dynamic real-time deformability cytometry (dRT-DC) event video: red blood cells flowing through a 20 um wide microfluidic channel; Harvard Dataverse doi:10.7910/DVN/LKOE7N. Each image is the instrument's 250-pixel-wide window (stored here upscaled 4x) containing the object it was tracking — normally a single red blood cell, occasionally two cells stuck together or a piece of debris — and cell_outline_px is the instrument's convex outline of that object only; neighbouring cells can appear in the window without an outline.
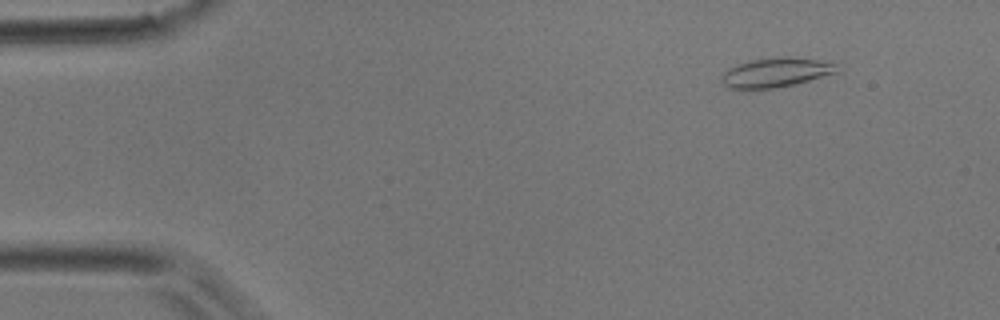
{"species": "common noctule bat (a hibernating species)", "species_latin": "Nyctalus noctula", "temperature_condition": "room temperature", "stored_images_in_passage": 45, "camera_frame_rate_fps": 3000, "um_per_image_px": 0.085, "animal": {"sex": "male", "body_mass_g": 17.9}, "frame": {"image": 1, "passage_image": 5, "time_ms": 1.333, "image_size_px": [1000, 320], "cell_outline_px": [[836, 72], [808, 80], [792, 84], [772, 88], [728, 88], [720, 80], [720, 76], [728, 68], [752, 60], [788, 56], [832, 60], [836, 64]], "centroid_in_image_um": [65.97, 6.13], "position_along_channel_um": 19.0, "area_um2": 19.54}}
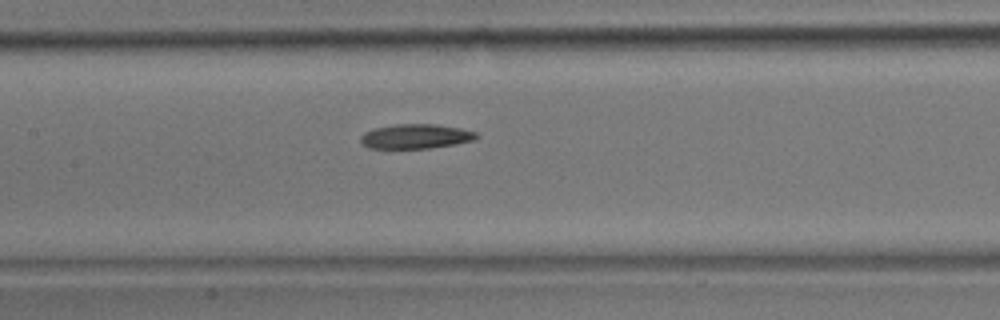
{"frame": {"image": 2, "passage_image": 21, "time_ms": 6.667, "image_size_px": [1000, 320], "cell_outline_px": [[480, 136], [476, 140], [456, 144], [432, 148], [368, 148], [360, 140], [360, 136], [364, 132], [376, 128], [396, 124], [436, 124], [460, 128], [476, 132]], "centroid_in_image_um": [35.38, 11.59], "position_along_channel_um": 172.0, "area_um2": 16.65}}
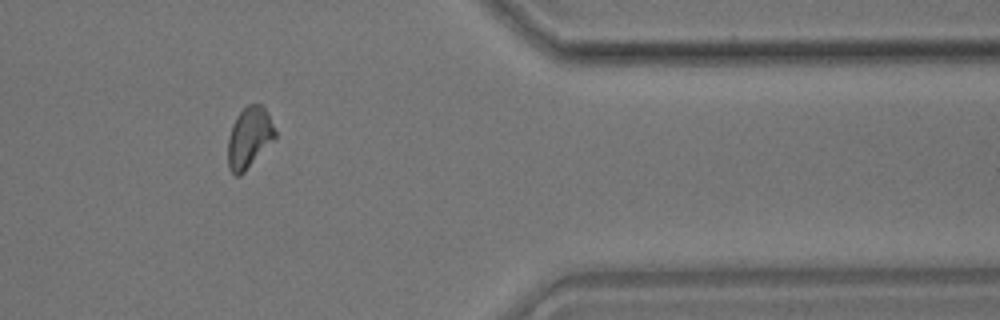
{"frame": {"image": 3, "passage_image": 37, "time_ms": 12.0, "image_size_px": [1000, 320], "cell_outline_px": [[276, 136], [244, 172], [240, 176], [236, 176], [228, 168], [228, 136], [232, 124], [236, 116], [248, 104], [260, 104], [264, 108], [276, 132]], "centroid_in_image_um": [21.14, 11.7], "position_along_channel_um": 390.3, "area_um2": 16.42}}